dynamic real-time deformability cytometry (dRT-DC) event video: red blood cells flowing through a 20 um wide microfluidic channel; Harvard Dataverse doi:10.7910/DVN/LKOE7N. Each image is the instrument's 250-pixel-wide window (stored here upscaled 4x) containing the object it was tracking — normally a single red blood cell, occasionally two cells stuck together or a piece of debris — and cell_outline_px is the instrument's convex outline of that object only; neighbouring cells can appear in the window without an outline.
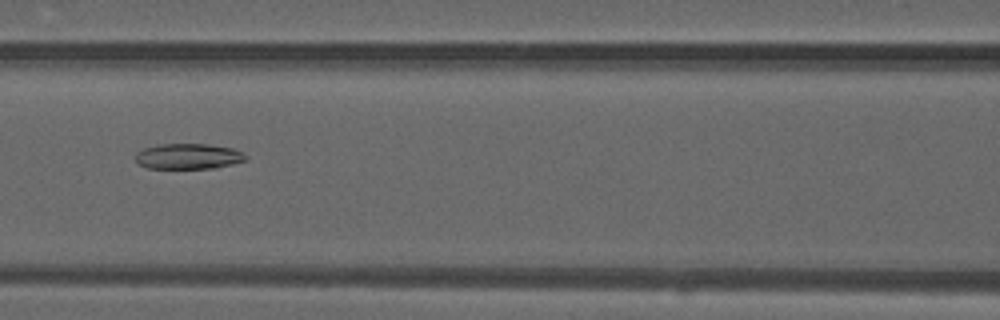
{"species": "common noctule bat (a hibernating species)", "species_latin": "Nyctalus noctula", "temperature_condition": "warm", "stored_images_in_passage": 40, "camera_frame_rate_fps": 3000, "um_per_image_px": 0.085, "animal": {"sex": "male", "forearm_length_mm": 52.5}, "frame": {"image": 1, "passage_image": 13, "time_ms": 4.0, "image_size_px": [1000, 320], "cell_outline_px": [[248, 156], [244, 160], [232, 164], [216, 168], [148, 168], [136, 164], [136, 152], [144, 148], [160, 144], [208, 144], [232, 148], [244, 152]], "centroid_in_image_um": [16.0, 13.29], "position_along_channel_um": 150.6, "area_um2": 16.47}}
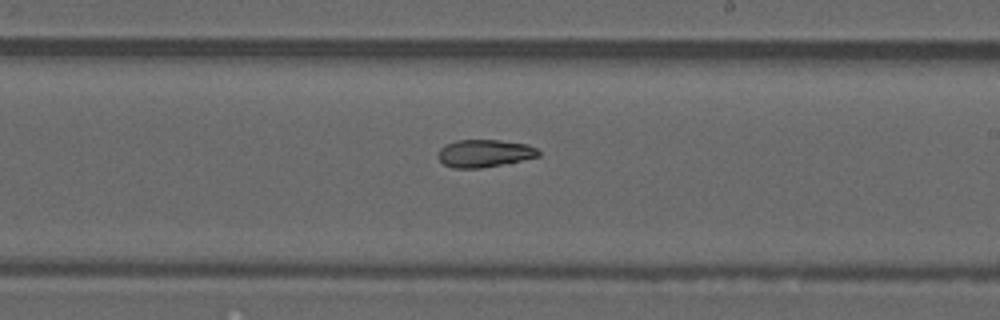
{"frame": {"image": 2, "passage_image": 20, "time_ms": 6.333, "image_size_px": [1000, 320], "cell_outline_px": [[540, 156], [512, 164], [480, 168], [452, 168], [444, 164], [436, 156], [440, 148], [456, 140], [500, 140], [528, 144], [536, 148], [540, 152]], "centroid_in_image_um": [41.23, 13.05], "position_along_channel_um": 247.8, "area_um2": 16.53}}
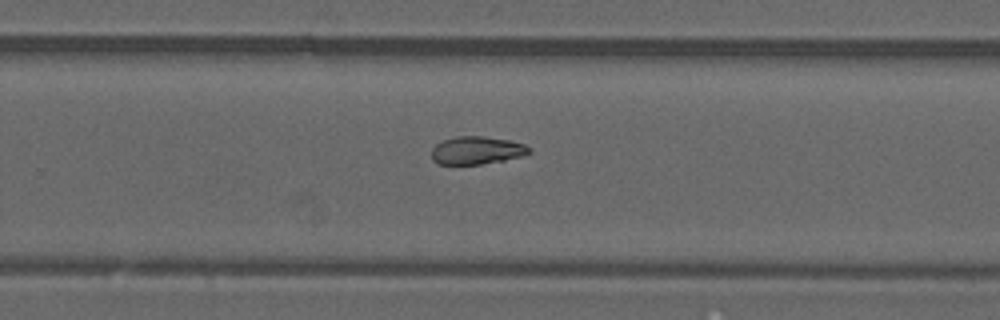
{"frame": {"image": 3, "passage_image": 23, "time_ms": 7.333, "image_size_px": [1000, 320], "cell_outline_px": [[532, 152], [524, 156], [504, 160], [480, 164], [436, 164], [432, 160], [432, 148], [436, 144], [444, 140], [456, 136], [484, 136], [508, 140], [524, 144], [532, 148]], "centroid_in_image_um": [40.54, 12.78], "position_along_channel_um": 289.3, "area_um2": 15.95}}